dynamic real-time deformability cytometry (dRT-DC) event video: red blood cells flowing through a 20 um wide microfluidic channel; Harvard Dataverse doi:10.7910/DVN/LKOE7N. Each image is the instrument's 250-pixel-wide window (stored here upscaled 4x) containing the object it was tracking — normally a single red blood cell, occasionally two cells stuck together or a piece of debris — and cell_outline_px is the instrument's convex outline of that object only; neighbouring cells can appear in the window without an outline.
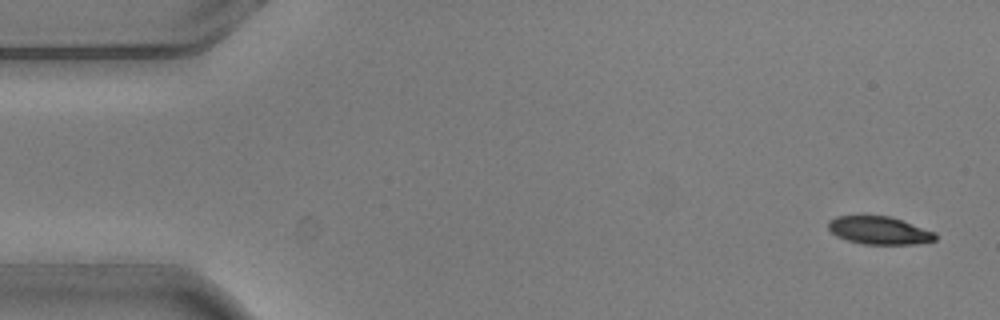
{"species": "common noctule bat (a hibernating species)", "species_latin": "Nyctalus noctula", "temperature_condition": "warm", "stored_images_in_passage": 4, "camera_frame_rate_fps": 3000, "um_per_image_px": 0.085, "animal": {"sex": "male", "body_mass_g": 20.5, "forearm_length_mm": 52.5}, "frame": {"image": 1, "passage_image": 1, "time_ms": 0.0, "image_size_px": [1000, 320], "cell_outline_px": [[936, 240], [916, 244], [864, 244], [848, 240], [836, 236], [828, 228], [828, 220], [836, 216], [888, 216], [936, 232]], "centroid_in_image_um": [74.72, 19.59], "position_along_channel_um": 10.3, "area_um2": 17.22}}
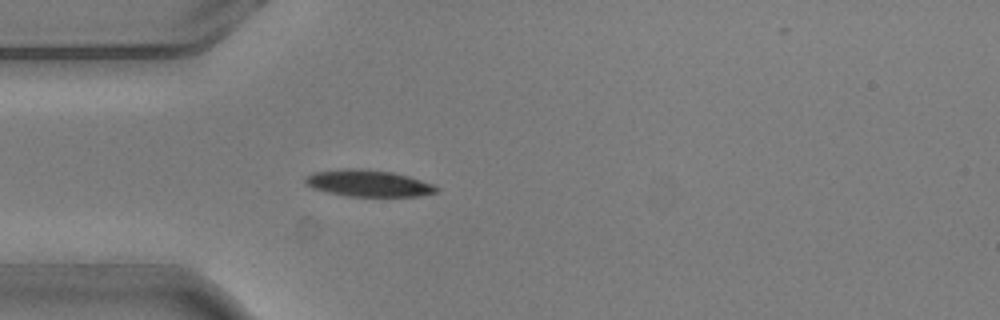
{"frame": {"image": 2, "passage_image": 4, "time_ms": 1.0, "image_size_px": [1000, 320], "cell_outline_px": [[440, 192], [420, 196], [348, 196], [328, 192], [312, 188], [304, 180], [304, 176], [312, 172], [344, 168], [360, 168], [392, 172], [408, 176], [432, 184], [440, 188]], "centroid_in_image_um": [31.31, 15.57], "position_along_channel_um": 53.7, "area_um2": 20.46}}